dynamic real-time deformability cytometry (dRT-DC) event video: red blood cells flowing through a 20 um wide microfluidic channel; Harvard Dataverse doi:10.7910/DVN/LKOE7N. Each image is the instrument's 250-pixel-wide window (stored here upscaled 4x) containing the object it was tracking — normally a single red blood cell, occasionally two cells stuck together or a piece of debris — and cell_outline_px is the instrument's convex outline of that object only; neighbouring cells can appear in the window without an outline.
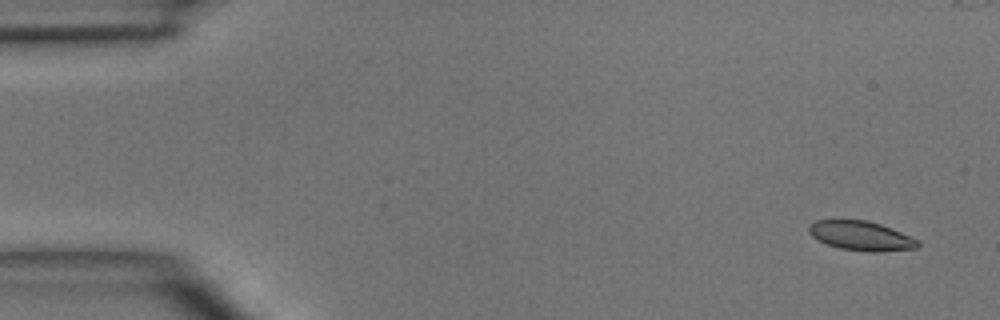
{"species": "common noctule bat (a hibernating species)", "species_latin": "Nyctalus noctula", "temperature_condition": "room temperature", "stored_images_in_passage": 5, "camera_frame_rate_fps": 3000, "um_per_image_px": 0.085, "animal": {"sex": "male", "body_mass_g": 15.6}, "frame": {"image": 1, "passage_image": 1, "time_ms": 0.0, "image_size_px": [1000, 320], "cell_outline_px": [[920, 244], [916, 248], [880, 252], [868, 252], [840, 248], [828, 244], [812, 236], [808, 232], [808, 224], [816, 220], [868, 220], [880, 224], [900, 232], [916, 240]], "centroid_in_image_um": [73.15, 20.04], "position_along_channel_um": 11.8, "area_um2": 18.44}}
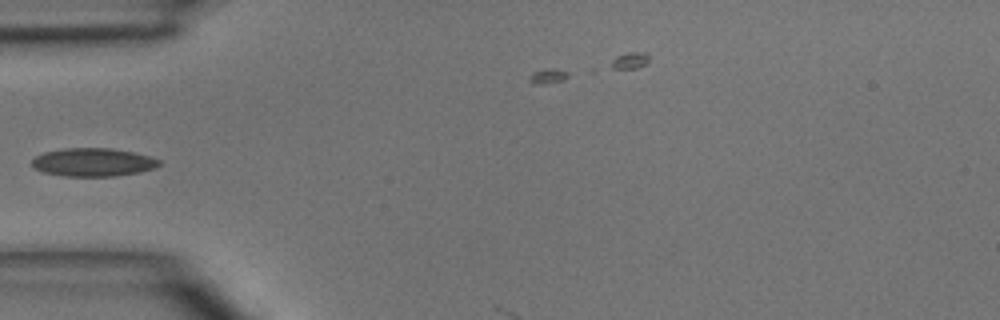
{"frame": {"image": 2, "passage_image": 4, "time_ms": 4.333, "image_size_px": [1000, 320], "cell_outline_px": [[160, 164], [156, 168], [140, 172], [116, 176], [64, 176], [44, 172], [36, 168], [32, 164], [32, 160], [36, 156], [44, 152], [64, 148], [112, 148], [132, 152], [148, 156], [160, 160]], "centroid_in_image_um": [7.93, 13.79], "position_along_channel_um": 77.1, "area_um2": 20.87}}